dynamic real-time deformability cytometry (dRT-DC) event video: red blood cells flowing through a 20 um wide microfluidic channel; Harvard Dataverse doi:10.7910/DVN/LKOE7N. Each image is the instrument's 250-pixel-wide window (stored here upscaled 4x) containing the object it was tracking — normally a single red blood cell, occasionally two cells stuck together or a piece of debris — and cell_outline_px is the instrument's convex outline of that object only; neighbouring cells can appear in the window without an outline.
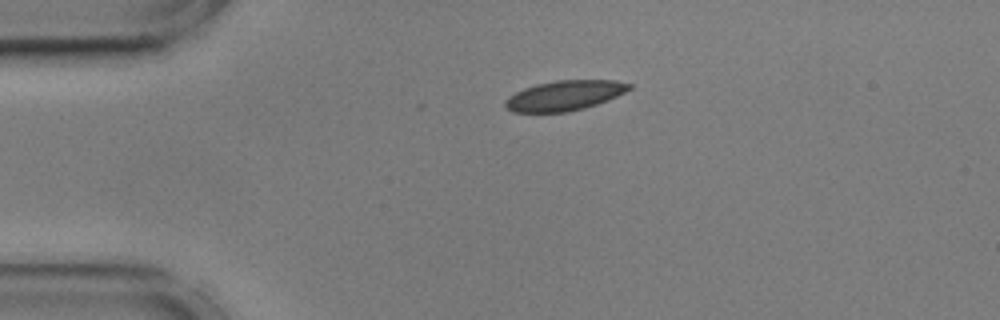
{"species": "common noctule bat (a hibernating species)", "species_latin": "Nyctalus noctula", "temperature_condition": "cold", "stored_images_in_passage": 30, "camera_frame_rate_fps": 3000, "um_per_image_px": 0.085, "animal": {"sex": "male", "body_mass_g": 17.9, "forearm_length_mm": 54.2}, "frame": {"image": 1, "passage_image": 1, "time_ms": 0.0, "image_size_px": [1000, 320], "cell_outline_px": [[632, 88], [608, 100], [584, 108], [568, 112], [512, 112], [504, 104], [504, 100], [508, 96], [524, 88], [536, 84], [556, 80], [616, 80], [632, 84]], "centroid_in_image_um": [47.98, 8.11], "position_along_channel_um": 37.0, "area_um2": 21.68}}
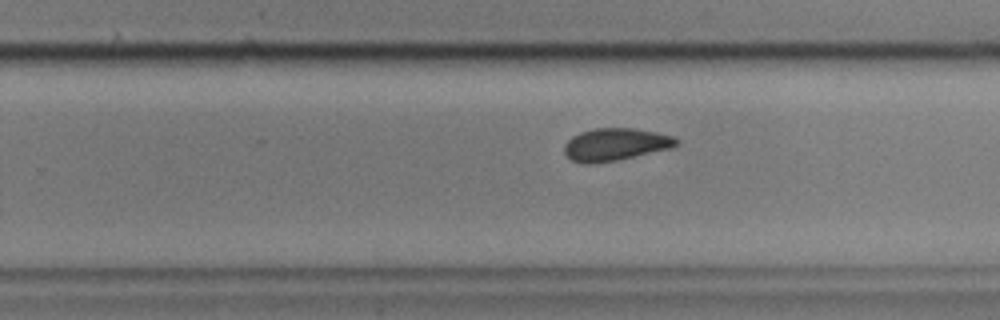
{"frame": {"image": 2, "passage_image": 24, "time_ms": 7.667, "image_size_px": [1000, 320], "cell_outline_px": [[680, 144], [672, 148], [616, 160], [592, 164], [584, 164], [572, 160], [564, 152], [564, 144], [572, 136], [580, 132], [596, 128], [632, 128], [656, 132], [672, 136], [680, 140]], "centroid_in_image_um": [52.32, 12.27], "position_along_channel_um": 277.5, "area_um2": 21.21}}
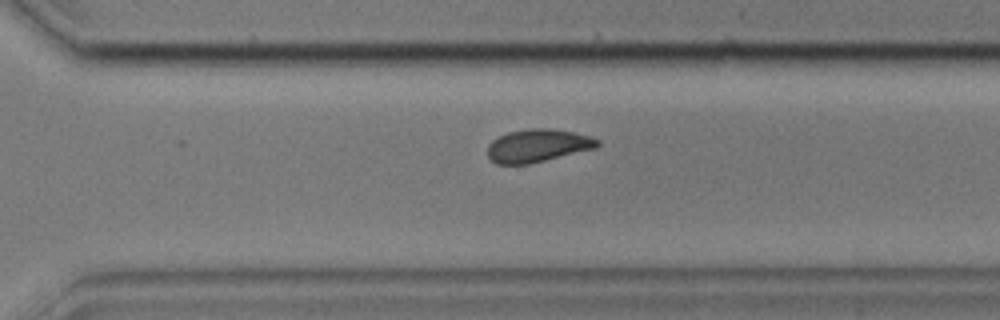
{"frame": {"image": 3, "passage_image": 28, "time_ms": 9.0, "image_size_px": [1000, 320], "cell_outline_px": [[600, 144], [596, 148], [528, 164], [496, 164], [488, 156], [488, 144], [492, 140], [508, 132], [528, 128], [548, 128], [572, 132], [588, 136], [600, 140]], "centroid_in_image_um": [45.69, 12.37], "position_along_channel_um": 324.9, "area_um2": 20.92}}